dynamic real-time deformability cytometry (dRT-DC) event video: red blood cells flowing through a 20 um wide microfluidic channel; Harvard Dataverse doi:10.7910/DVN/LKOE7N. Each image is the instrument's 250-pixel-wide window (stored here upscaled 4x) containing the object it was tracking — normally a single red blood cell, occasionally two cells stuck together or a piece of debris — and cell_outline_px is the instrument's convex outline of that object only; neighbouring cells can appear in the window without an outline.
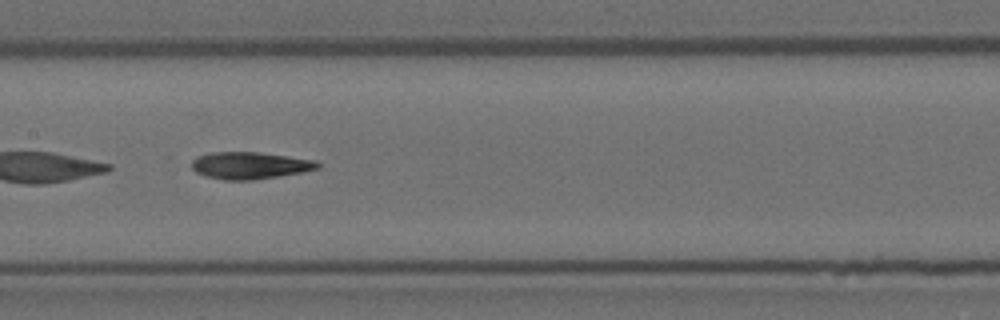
{"species": "Egyptian fruit bat (a non-hibernating species)", "species_latin": "Rousettus aegyptiacus", "temperature_condition": "room temperature", "stored_images_in_passage": 37, "camera_frame_rate_fps": 3000, "um_per_image_px": 0.085, "animal": {"sex": "female"}, "frame": {"image": 1, "passage_image": 11, "time_ms": 3.333, "image_size_px": [1000, 320], "cell_outline_px": [[320, 168], [304, 172], [252, 180], [224, 180], [208, 176], [196, 172], [192, 168], [192, 160], [196, 156], [212, 152], [256, 152], [316, 160], [320, 164]], "centroid_in_image_um": [21.25, 14.06], "position_along_channel_um": 186.2, "area_um2": 19.77}, "authors_computed_cell_mechanics": {"area_um2": 20.1722, "velocity_mm_per_s": 3.7421, "shape_relaxation_time_tau1_ms": 8.7219, "shape_relaxation_time_tau2_ms": 7.3135, "deformation_change_tau1": 0.2132, "deformation_change_tau2": 0.1891}}